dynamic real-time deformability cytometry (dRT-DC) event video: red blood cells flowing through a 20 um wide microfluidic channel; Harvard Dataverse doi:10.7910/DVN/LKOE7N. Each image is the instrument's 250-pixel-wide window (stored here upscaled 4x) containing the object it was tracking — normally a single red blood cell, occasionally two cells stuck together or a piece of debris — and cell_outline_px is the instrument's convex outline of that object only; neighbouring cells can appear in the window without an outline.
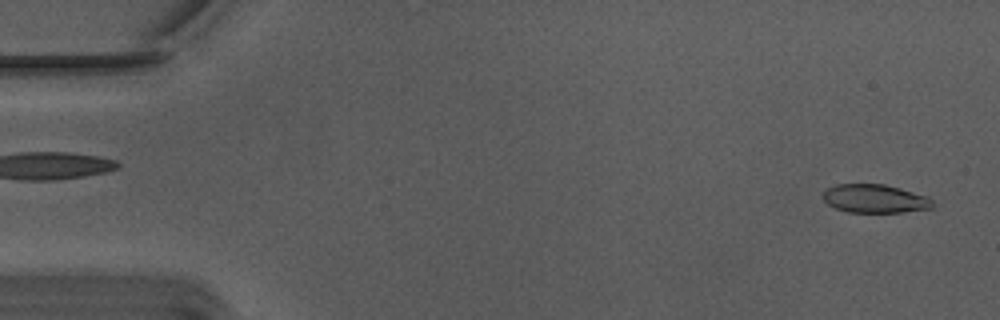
{"species": "Egyptian fruit bat (a non-hibernating species)", "species_latin": "Rousettus aegyptiacus", "temperature_condition": "warm", "stored_images_in_passage": 54, "camera_frame_rate_fps": 3000, "um_per_image_px": 0.085, "animal": {"sex": "male"}, "frame": {"image": 1, "passage_image": 2, "time_ms": 0.333, "image_size_px": [1000, 320], "cell_outline_px": [[932, 208], [900, 212], [848, 212], [836, 208], [828, 204], [820, 196], [828, 188], [836, 184], [884, 184], [900, 188], [928, 196], [932, 200]], "centroid_in_image_um": [74.34, 16.88], "position_along_channel_um": 10.7, "area_um2": 18.15}}
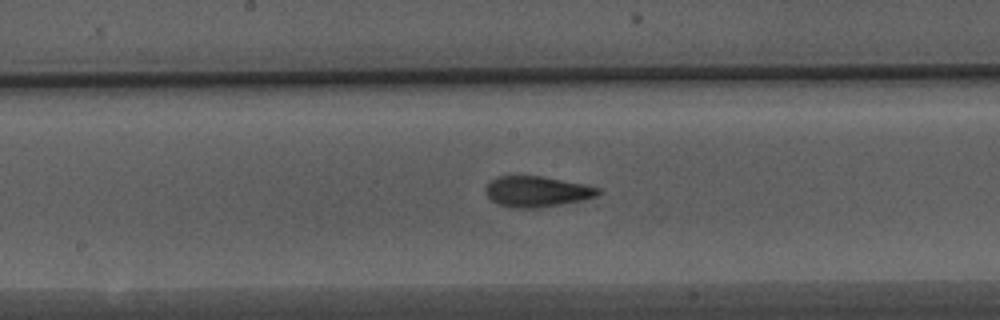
{"frame": {"image": 2, "passage_image": 28, "time_ms": 9.0, "image_size_px": [1000, 320], "cell_outline_px": [[600, 192], [596, 196], [584, 200], [536, 208], [512, 208], [500, 204], [492, 200], [488, 196], [488, 184], [496, 176], [540, 176], [600, 188]], "centroid_in_image_um": [45.64, 16.29], "position_along_channel_um": 202.6, "area_um2": 19.59}}
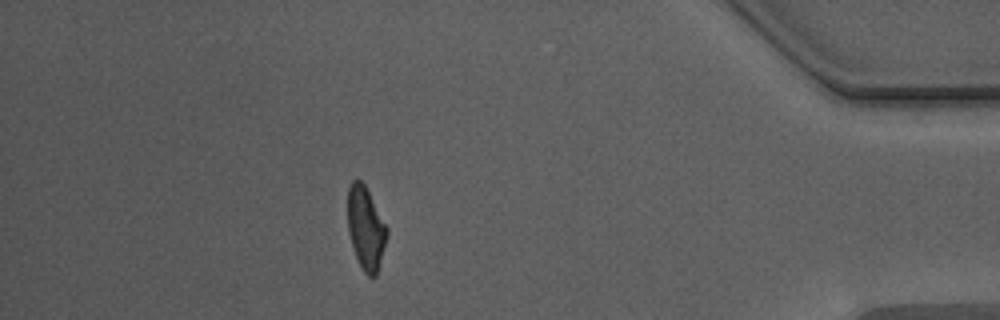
{"frame": {"image": 3, "passage_image": 48, "time_ms": 15.667, "image_size_px": [1000, 320], "cell_outline_px": [[388, 232], [376, 276], [368, 276], [364, 272], [356, 256], [348, 232], [348, 188], [352, 180], [360, 180], [364, 184], [388, 228]], "centroid_in_image_um": [31.09, 19.38], "position_along_channel_um": 404.1, "area_um2": 18.55}, "authors_computed_cell_mechanics": {"area_um2": 19.5942, "velocity_mm_per_s": 3.7595, "shape_relaxation_time_tau1_ms": 4.9204, "shape_relaxation_time_tau2_ms": 1.6366, "deformation_change_tau1": 0.2049, "deformation_change_tau2": 0.0809}}